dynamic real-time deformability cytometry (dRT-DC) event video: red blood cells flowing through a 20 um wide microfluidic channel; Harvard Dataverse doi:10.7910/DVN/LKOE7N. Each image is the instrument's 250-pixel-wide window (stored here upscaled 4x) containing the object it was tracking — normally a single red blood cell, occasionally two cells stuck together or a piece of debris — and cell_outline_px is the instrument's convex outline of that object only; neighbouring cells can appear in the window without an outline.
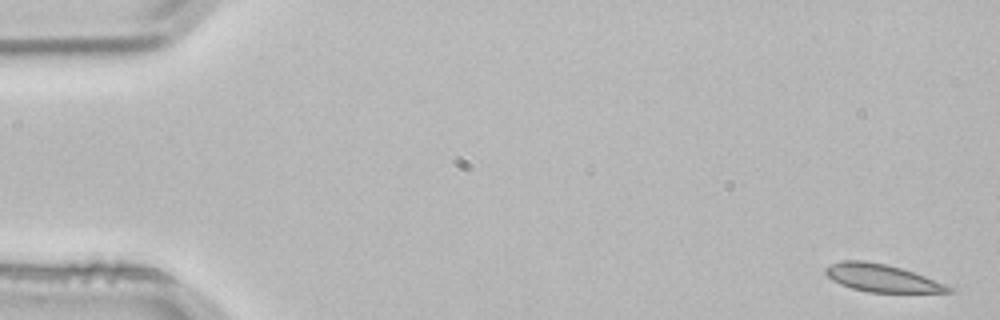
{"species": "common noctule bat (a hibernating species)", "species_latin": "Nyctalus noctula", "temperature_condition": "room temperature", "stored_images_in_passage": 4, "camera_frame_rate_fps": 3000, "um_per_image_px": 0.085, "animal": {"sex": "male", "body_mass_g": 21.5, "forearm_length_mm": 52.0}, "frame": {"image": 1, "passage_image": 1, "time_ms": 0.0, "image_size_px": [1000, 320], "cell_outline_px": [[952, 292], [868, 292], [852, 288], [840, 284], [832, 280], [824, 272], [824, 268], [840, 260], [864, 260], [884, 264], [900, 268], [924, 276], [944, 284], [952, 288]], "centroid_in_image_um": [74.89, 23.62], "position_along_channel_um": 10.1, "area_um2": 19.42}}
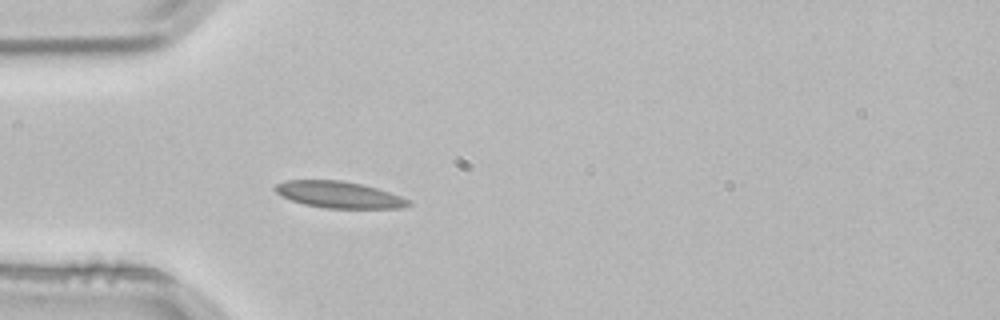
{"frame": {"image": 2, "passage_image": 4, "time_ms": 1.0, "image_size_px": [1000, 320], "cell_outline_px": [[412, 204], [400, 208], [324, 208], [304, 204], [280, 196], [272, 188], [276, 184], [284, 180], [340, 180], [360, 184], [376, 188], [412, 200]], "centroid_in_image_um": [28.78, 16.55], "position_along_channel_um": 56.2, "area_um2": 20.63}}